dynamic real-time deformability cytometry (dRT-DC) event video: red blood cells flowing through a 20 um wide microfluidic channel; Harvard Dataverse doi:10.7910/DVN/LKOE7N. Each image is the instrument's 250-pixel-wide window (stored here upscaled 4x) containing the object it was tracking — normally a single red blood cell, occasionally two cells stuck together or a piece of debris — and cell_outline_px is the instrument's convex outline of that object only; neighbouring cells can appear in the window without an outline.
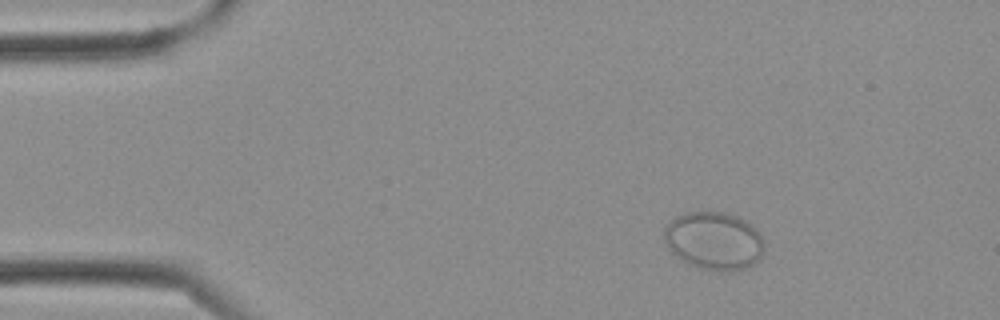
{"species": "Egyptian fruit bat (a non-hibernating species)", "species_latin": "Rousettus aegyptiacus", "temperature_condition": "cold", "stored_images_in_passage": 3, "camera_frame_rate_fps": 3000, "um_per_image_px": 0.085, "frame": {"image": 1, "passage_image": 2, "time_ms": 0.333, "image_size_px": [1000, 320], "cell_outline_px": [[764, 252], [760, 260], [756, 264], [744, 268], [720, 272], [700, 268], [676, 256], [668, 248], [664, 240], [664, 228], [676, 216], [684, 212], [724, 212], [736, 216], [752, 224], [760, 232], [764, 240]], "centroid_in_image_um": [60.73, 20.47], "position_along_channel_um": 24.3, "area_um2": 34.04}}